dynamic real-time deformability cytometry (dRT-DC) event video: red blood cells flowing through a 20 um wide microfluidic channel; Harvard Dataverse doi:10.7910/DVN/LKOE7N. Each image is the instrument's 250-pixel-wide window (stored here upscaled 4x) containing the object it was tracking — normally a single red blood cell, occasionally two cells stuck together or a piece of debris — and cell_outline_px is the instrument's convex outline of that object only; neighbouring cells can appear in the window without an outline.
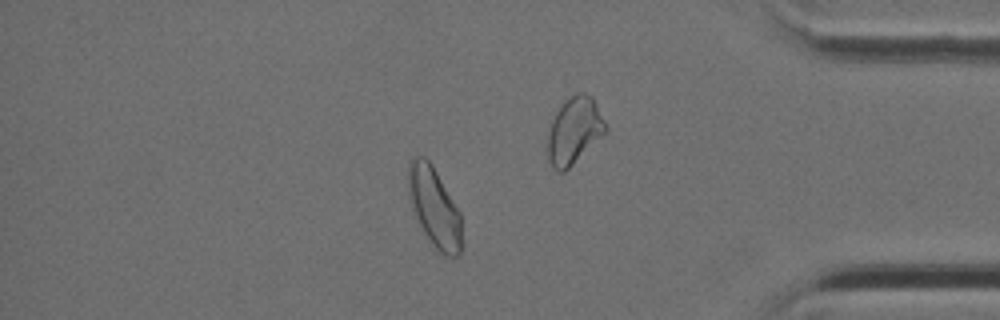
{"species": "Egyptian fruit bat (a non-hibernating species)", "species_latin": "Rousettus aegyptiacus", "temperature_condition": "cold", "stored_images_in_passage": 47, "camera_frame_rate_fps": 3000, "um_per_image_px": 0.085, "animal": {"sex": "female"}, "frame": {"image": 1, "passage_image": 40, "time_ms": 13.0, "image_size_px": [1000, 320], "cell_outline_px": [[460, 256], [444, 256], [436, 248], [424, 232], [412, 208], [408, 196], [408, 164], [416, 156], [424, 156], [432, 164], [460, 212]], "centroid_in_image_um": [36.9, 17.58], "position_along_channel_um": 398.3, "area_um2": 24.33}}